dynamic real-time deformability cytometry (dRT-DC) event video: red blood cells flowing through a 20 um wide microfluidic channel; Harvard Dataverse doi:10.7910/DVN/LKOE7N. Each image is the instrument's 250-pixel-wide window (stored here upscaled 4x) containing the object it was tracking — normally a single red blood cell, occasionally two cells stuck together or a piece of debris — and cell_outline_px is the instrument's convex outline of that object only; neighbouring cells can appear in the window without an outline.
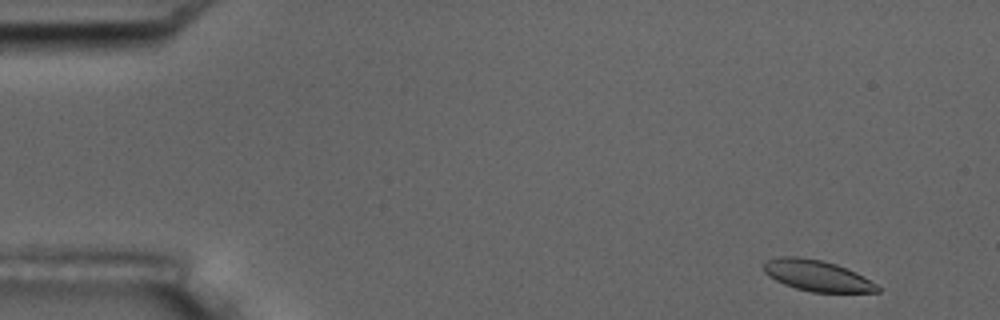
{"species": "common noctule bat (a hibernating species)", "species_latin": "Nyctalus noctula", "temperature_condition": "room temperature", "stored_images_in_passage": 14, "camera_frame_rate_fps": 3000, "um_per_image_px": 0.085, "animal": {"sex": "male", "body_mass_g": 17.5, "forearm_length_mm": 52.3}, "frame": {"image": 1, "passage_image": 1, "time_ms": 0.0, "image_size_px": [1000, 320], "cell_outline_px": [[880, 292], [812, 292], [796, 288], [784, 284], [768, 276], [764, 272], [760, 264], [764, 260], [780, 256], [800, 256], [820, 260], [836, 264], [856, 272], [864, 276], [876, 284], [880, 288]], "centroid_in_image_um": [69.39, 23.41], "position_along_channel_um": 15.6, "area_um2": 20.75}}
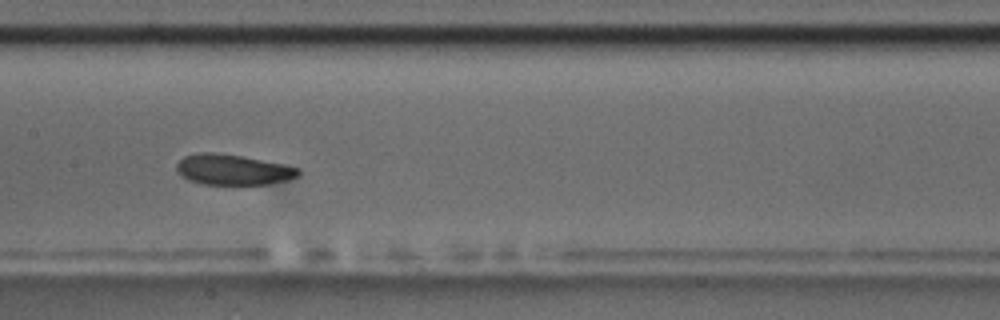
{"frame": {"image": 2, "passage_image": 7, "time_ms": 8.0, "image_size_px": [1000, 320], "cell_outline_px": [[300, 172], [296, 176], [284, 180], [268, 184], [200, 184], [188, 180], [180, 176], [176, 172], [176, 164], [184, 156], [200, 152], [212, 152], [244, 156], [284, 164], [300, 168]], "centroid_in_image_um": [19.74, 14.41], "position_along_channel_um": 187.7, "area_um2": 21.73}}
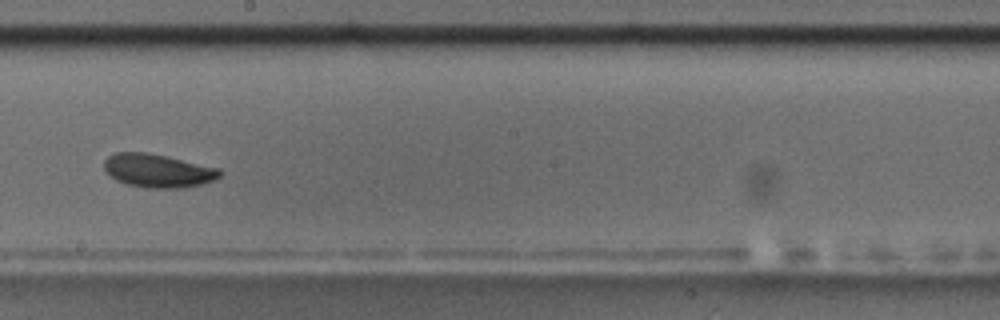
{"frame": {"image": 3, "passage_image": 8, "time_ms": 9.333, "image_size_px": [1000, 320], "cell_outline_px": [[224, 172], [216, 180], [200, 184], [180, 188], [144, 188], [128, 184], [116, 180], [104, 168], [104, 160], [108, 156], [116, 152], [148, 152], [220, 168]], "centroid_in_image_um": [13.45, 14.5], "position_along_channel_um": 234.7, "area_um2": 22.6}, "authors_computed_cell_mechanics": {"area_um2": 21.8484, "velocity_mm_per_s": 3.5606, "shape_relaxation_time_tau1_ms": 2.4191, "shape_relaxation_time_tau2_ms": 3.3533, "deformation_change_tau1": 0.0698, "deformation_change_tau2": 0.0778}}